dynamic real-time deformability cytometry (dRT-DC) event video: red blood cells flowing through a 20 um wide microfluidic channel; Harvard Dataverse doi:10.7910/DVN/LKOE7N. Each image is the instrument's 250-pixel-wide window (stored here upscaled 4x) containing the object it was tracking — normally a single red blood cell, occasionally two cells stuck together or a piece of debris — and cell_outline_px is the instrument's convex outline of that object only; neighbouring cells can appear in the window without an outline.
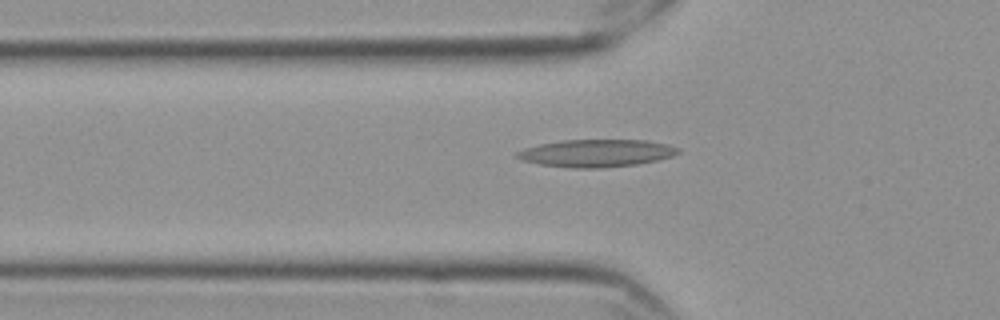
{"species": "Egyptian fruit bat (a non-hibernating species)", "species_latin": "Rousettus aegyptiacus", "temperature_condition": "cold", "stored_images_in_passage": 43, "camera_frame_rate_fps": 3000, "um_per_image_px": 0.085, "frame": {"image": 1, "passage_image": 9, "time_ms": 2.667, "image_size_px": [1000, 320], "cell_outline_px": [[680, 152], [672, 156], [656, 160], [636, 164], [596, 168], [576, 168], [540, 164], [524, 160], [516, 156], [516, 152], [524, 148], [540, 144], [560, 140], [648, 140], [668, 144], [680, 148]], "centroid_in_image_um": [50.72, 13.0], "position_along_channel_um": 75.1, "area_um2": 25.61}}
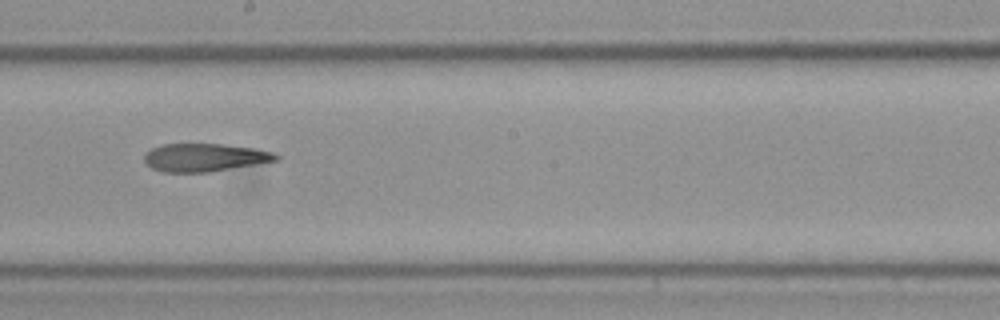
{"frame": {"image": 2, "passage_image": 22, "time_ms": 7.0, "image_size_px": [1000, 320], "cell_outline_px": [[280, 160], [208, 172], [164, 172], [152, 168], [144, 160], [144, 156], [152, 148], [160, 144], [224, 144], [252, 148], [276, 152], [280, 156]], "centroid_in_image_um": [17.43, 13.38], "position_along_channel_um": 230.8, "area_um2": 21.44}}
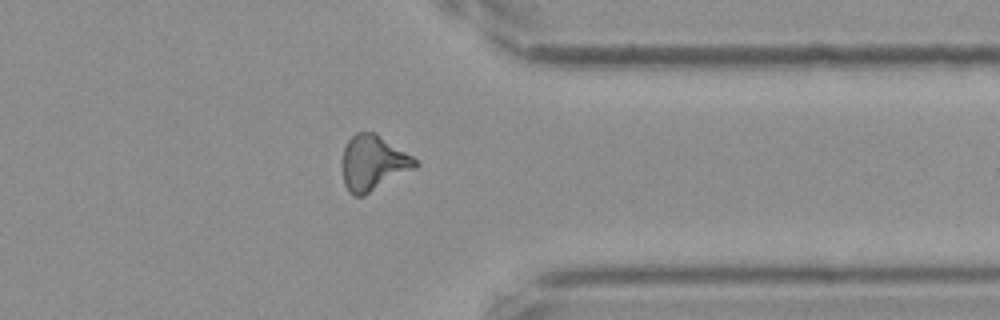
{"frame": {"image": 3, "passage_image": 35, "time_ms": 11.333, "image_size_px": [1000, 320], "cell_outline_px": [[420, 164], [416, 168], [364, 196], [352, 196], [348, 192], [344, 184], [340, 164], [344, 148], [348, 140], [356, 132], [376, 132], [420, 160]], "centroid_in_image_um": [31.72, 13.85], "position_along_channel_um": 379.7, "area_um2": 24.22}}